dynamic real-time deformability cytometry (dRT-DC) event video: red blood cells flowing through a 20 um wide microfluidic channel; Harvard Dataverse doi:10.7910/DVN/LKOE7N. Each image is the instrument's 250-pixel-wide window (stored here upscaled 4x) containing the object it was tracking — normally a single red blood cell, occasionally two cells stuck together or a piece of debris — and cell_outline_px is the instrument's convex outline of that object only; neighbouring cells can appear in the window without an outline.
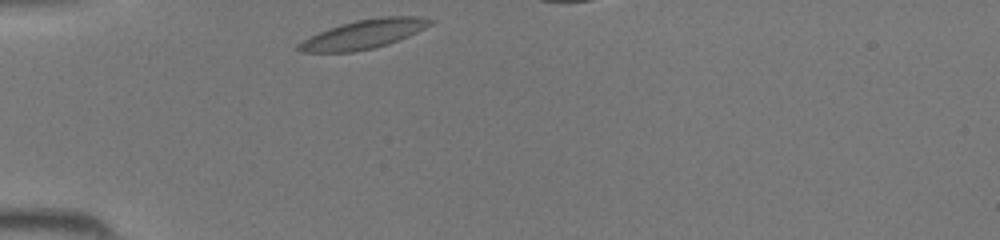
{"species": "common noctule bat (a hibernating species)", "species_latin": "Nyctalus noctula", "temperature_condition": "room temperature", "stored_images_in_passage": 25, "camera_frame_rate_fps": 3000, "um_per_image_px": 0.085, "animal": {"sex": "female", "body_mass_g": 19.5, "forearm_length_mm": 54.1}, "frame": {"image": 1, "passage_image": 1, "time_ms": 0.0, "image_size_px": [1000, 240], "cell_outline_px": [[436, 20], [432, 24], [416, 32], [388, 44], [372, 48], [352, 52], [300, 52], [296, 48], [296, 44], [328, 28], [340, 24], [356, 20], [380, 16], [420, 16]], "centroid_in_image_um": [30.92, 2.89], "position_along_channel_um": 54.1, "area_um2": 22.14}}
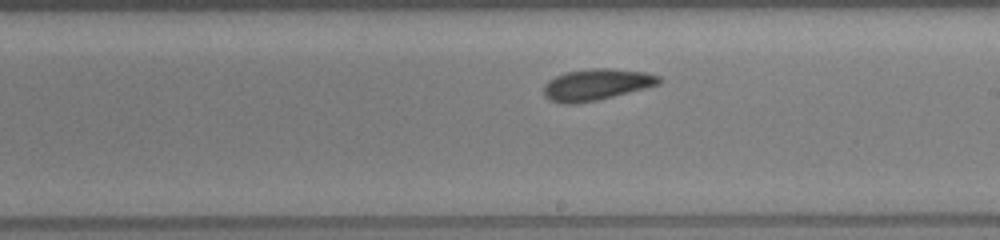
{"frame": {"image": 2, "passage_image": 14, "time_ms": 4.333, "image_size_px": [1000, 240], "cell_outline_px": [[664, 80], [660, 84], [596, 100], [576, 104], [564, 104], [548, 100], [544, 96], [544, 84], [548, 80], [556, 76], [568, 72], [592, 68], [612, 68], [648, 72], [660, 76]], "centroid_in_image_um": [50.71, 7.18], "position_along_channel_um": 238.3, "area_um2": 21.15}}
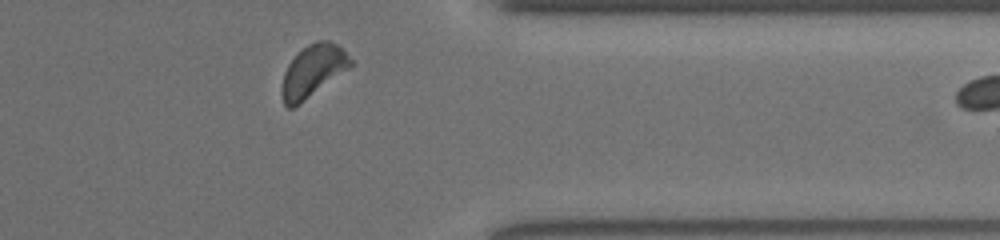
{"frame": {"image": 3, "passage_image": 24, "time_ms": 7.667, "image_size_px": [1000, 240], "cell_outline_px": [[352, 64], [348, 68], [292, 108], [288, 108], [284, 104], [280, 92], [284, 72], [288, 64], [308, 44], [316, 40], [328, 40], [336, 44], [352, 60]], "centroid_in_image_um": [26.55, 6.02], "position_along_channel_um": 384.8, "area_um2": 20.06}}